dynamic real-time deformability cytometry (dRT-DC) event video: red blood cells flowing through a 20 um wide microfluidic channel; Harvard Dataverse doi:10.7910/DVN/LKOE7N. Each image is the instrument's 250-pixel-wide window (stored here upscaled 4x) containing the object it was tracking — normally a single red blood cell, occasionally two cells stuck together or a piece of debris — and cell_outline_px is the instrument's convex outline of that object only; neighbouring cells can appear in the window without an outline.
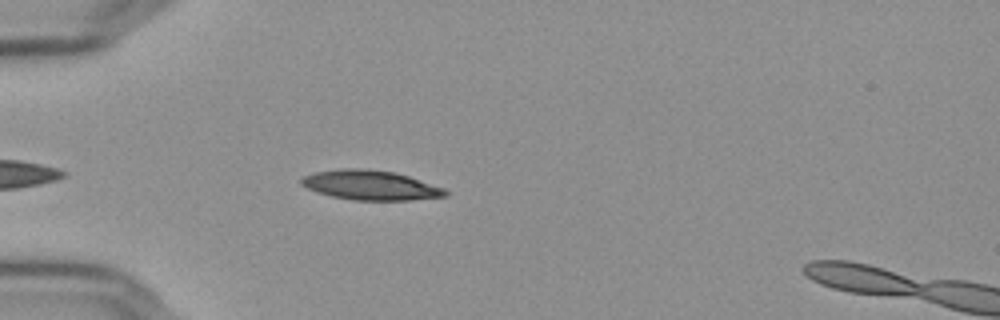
{"species": "Egyptian fruit bat (a non-hibernating species)", "species_latin": "Rousettus aegyptiacus", "temperature_condition": "cold", "stored_images_in_passage": 12, "camera_frame_rate_fps": 3000, "um_per_image_px": 0.085, "frame": {"image": 1, "passage_image": 1, "time_ms": 0.0, "image_size_px": [1000, 320], "cell_outline_px": [[448, 196], [408, 200], [352, 200], [332, 196], [316, 192], [300, 184], [300, 180], [304, 176], [312, 172], [340, 168], [364, 168], [396, 172], [444, 188], [448, 192]], "centroid_in_image_um": [31.46, 15.73], "position_along_channel_um": 53.5, "area_um2": 24.97}}
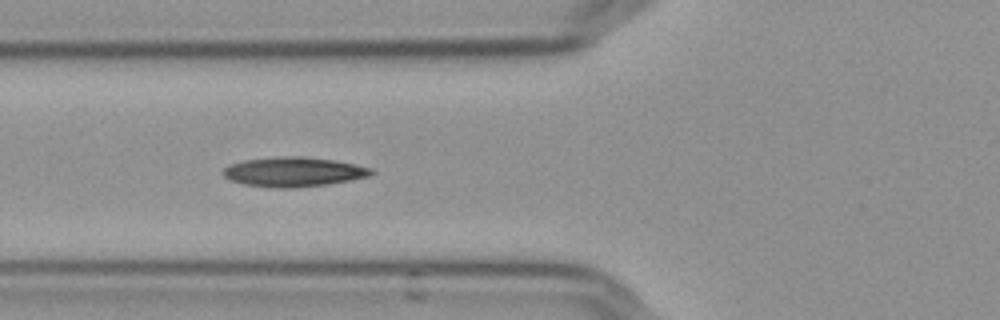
{"frame": {"image": 2, "passage_image": 6, "time_ms": 1.667, "image_size_px": [1000, 320], "cell_outline_px": [[376, 172], [372, 176], [352, 180], [328, 184], [292, 188], [272, 188], [244, 184], [232, 180], [224, 176], [220, 172], [224, 168], [232, 164], [244, 160], [296, 156], [300, 156], [336, 160], [372, 168]], "centroid_in_image_um": [25.02, 14.62], "position_along_channel_um": 100.8, "area_um2": 25.49}}